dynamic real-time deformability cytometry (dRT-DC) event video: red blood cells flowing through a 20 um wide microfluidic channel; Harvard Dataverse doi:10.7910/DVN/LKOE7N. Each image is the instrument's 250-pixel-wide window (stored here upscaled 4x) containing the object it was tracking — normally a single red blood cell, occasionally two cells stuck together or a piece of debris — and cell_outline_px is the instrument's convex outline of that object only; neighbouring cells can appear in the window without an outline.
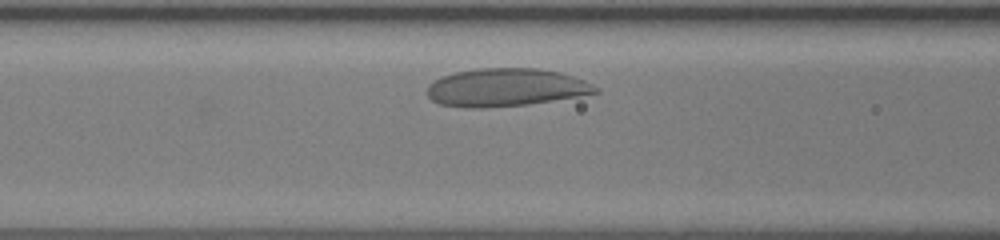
{"species": "human", "species_latin": "Homo sapiens", "temperature_condition": "room temperature", "stored_images_in_passage": 25, "camera_frame_rate_fps": 3000, "um_per_image_px": 0.085, "donor": {"sex": "female"}, "frame": {"image": 1, "passage_image": 6, "time_ms": 1.667, "image_size_px": [1000, 240], "cell_outline_px": [[600, 92], [528, 104], [484, 108], [464, 108], [440, 104], [432, 100], [428, 96], [428, 84], [440, 76], [456, 72], [476, 68], [540, 68], [560, 72], [584, 80], [600, 88]], "centroid_in_image_um": [42.97, 7.43], "position_along_channel_um": 123.6, "area_um2": 37.34}}
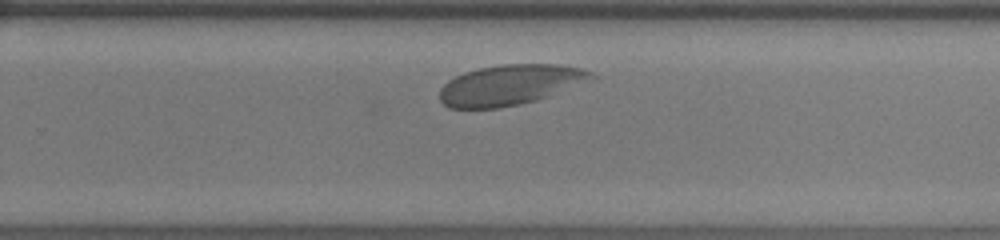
{"frame": {"image": 2, "passage_image": 18, "time_ms": 5.667, "image_size_px": [1000, 240], "cell_outline_px": [[600, 80], [536, 100], [520, 104], [500, 108], [448, 108], [440, 100], [440, 88], [448, 80], [464, 72], [476, 68], [500, 64], [560, 64], [580, 68], [592, 72]], "centroid_in_image_um": [43.45, 7.21], "position_along_channel_um": 286.3, "area_um2": 36.41}}
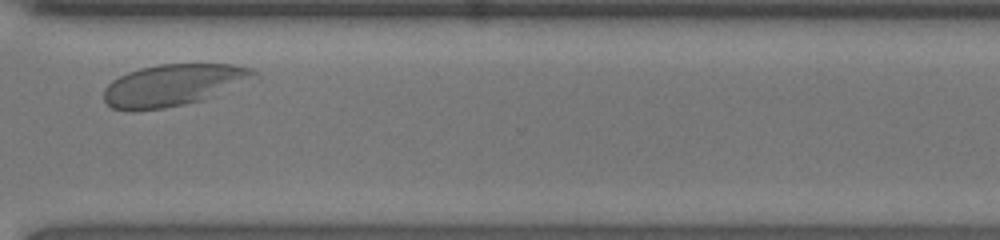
{"frame": {"image": 3, "passage_image": 23, "time_ms": 7.333, "image_size_px": [1000, 240], "cell_outline_px": [[260, 72], [200, 100], [184, 104], [164, 108], [112, 108], [104, 100], [104, 88], [112, 80], [128, 72], [140, 68], [160, 64], [232, 64], [252, 68]], "centroid_in_image_um": [14.63, 7.19], "position_along_channel_um": 356.0, "area_um2": 34.85}, "authors_computed_cell_mechanics": {"area_um2": 36.9342, "velocity_mm_per_s": 4.0833, "shape_relaxation_time_tau1_ms": 2.1365, "shape_relaxation_time_tau2_ms": null, "deformation_change_tau1": 0.0673, "deformation_change_tau2": null}}